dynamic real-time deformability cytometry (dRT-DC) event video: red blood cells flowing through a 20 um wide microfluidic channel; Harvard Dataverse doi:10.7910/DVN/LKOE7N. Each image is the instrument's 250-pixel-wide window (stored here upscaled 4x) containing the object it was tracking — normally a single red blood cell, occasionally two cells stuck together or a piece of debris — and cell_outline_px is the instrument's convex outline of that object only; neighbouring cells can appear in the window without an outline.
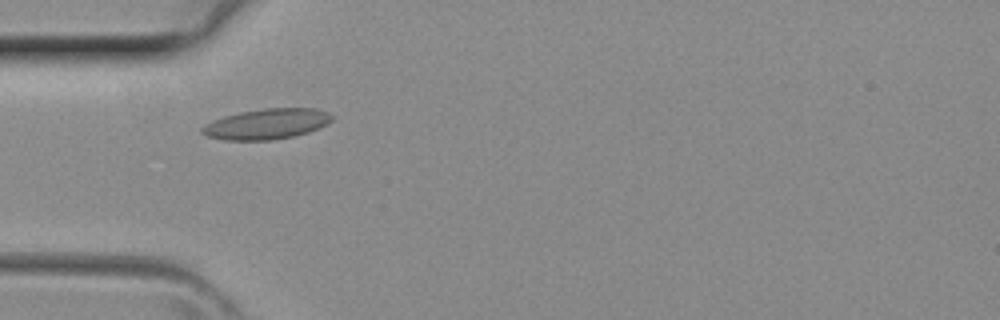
{"species": "common noctule bat (a hibernating species)", "species_latin": "Nyctalus noctula", "temperature_condition": "room temperature", "stored_images_in_passage": 33, "camera_frame_rate_fps": 3000, "um_per_image_px": 0.085, "animal": {"sex": "female", "body_mass_g": 29.2, "forearm_length_mm": 56.3}, "frame": {"image": 1, "passage_image": 4, "time_ms": 1.0, "image_size_px": [1000, 320], "cell_outline_px": [[332, 120], [328, 124], [308, 132], [292, 136], [272, 140], [224, 140], [208, 136], [200, 132], [200, 128], [204, 124], [212, 120], [224, 116], [240, 112], [264, 108], [316, 108], [328, 112], [332, 116]], "centroid_in_image_um": [22.65, 10.53], "position_along_channel_um": 62.4, "area_um2": 23.12}}
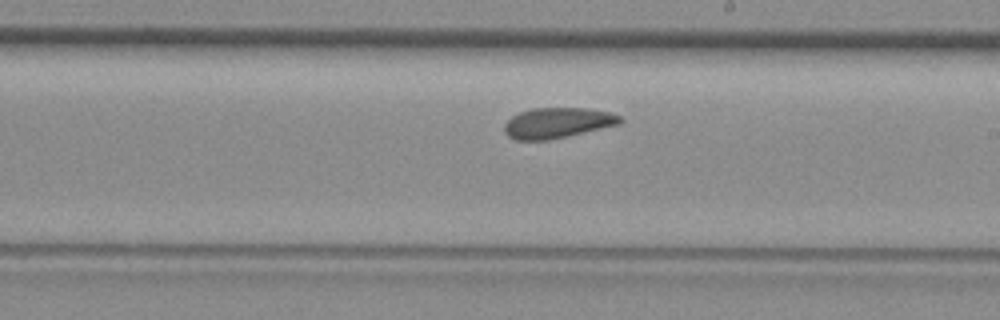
{"frame": {"image": 2, "passage_image": 15, "time_ms": 4.667, "image_size_px": [1000, 320], "cell_outline_px": [[624, 120], [620, 124], [548, 140], [516, 140], [508, 136], [504, 132], [504, 124], [512, 116], [520, 112], [532, 108], [588, 108], [612, 112], [620, 116]], "centroid_in_image_um": [47.39, 10.43], "position_along_channel_um": 241.6, "area_um2": 20.58}}
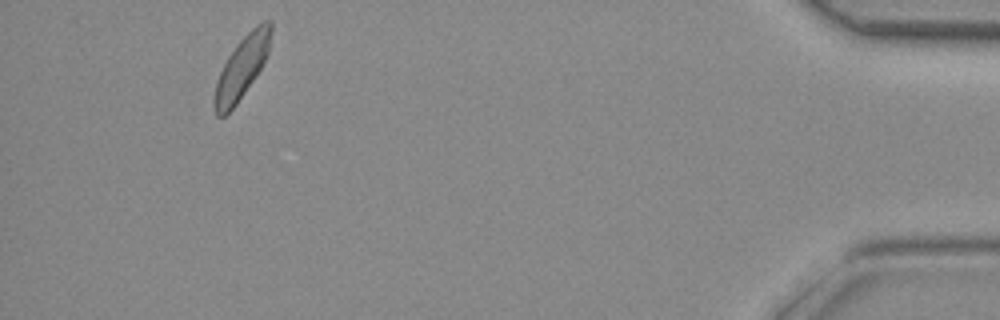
{"frame": {"image": 3, "passage_image": 30, "time_ms": 9.667, "image_size_px": [1000, 320], "cell_outline_px": [[272, 28], [268, 52], [256, 76], [236, 104], [224, 116], [216, 116], [212, 104], [212, 100], [216, 80], [228, 56], [240, 40], [256, 24], [264, 20], [272, 20]], "centroid_in_image_um": [20.53, 5.75], "position_along_channel_um": 414.7, "area_um2": 20.35}}